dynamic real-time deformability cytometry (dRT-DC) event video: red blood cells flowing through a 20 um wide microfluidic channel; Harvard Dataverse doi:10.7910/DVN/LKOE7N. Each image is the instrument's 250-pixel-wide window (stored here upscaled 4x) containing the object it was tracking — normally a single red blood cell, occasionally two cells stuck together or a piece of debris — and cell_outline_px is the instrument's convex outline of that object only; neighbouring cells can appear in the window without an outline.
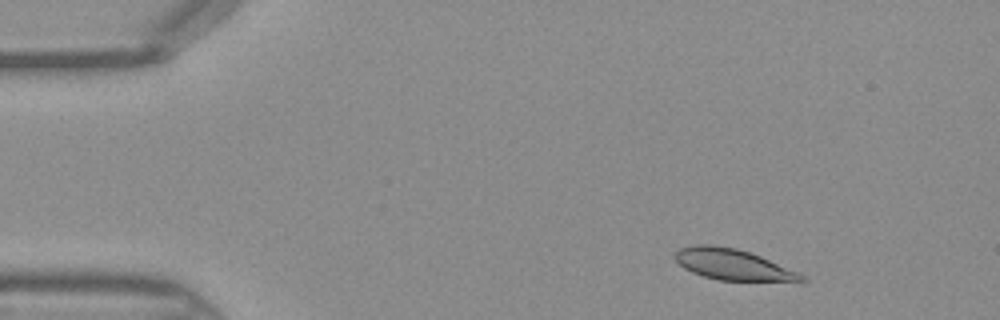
{"species": "Egyptian fruit bat (a non-hibernating species)", "species_latin": "Rousettus aegyptiacus", "temperature_condition": "warm", "stored_images_in_passage": 44, "camera_frame_rate_fps": 3000, "um_per_image_px": 0.085, "frame": {"image": 1, "passage_image": 4, "time_ms": 1.0, "image_size_px": [1000, 320], "cell_outline_px": [[808, 280], [720, 280], [704, 276], [692, 272], [684, 268], [676, 260], [676, 252], [680, 248], [696, 244], [712, 244], [736, 248], [760, 256], [796, 272], [804, 276]], "centroid_in_image_um": [62.2, 22.46], "position_along_channel_um": 22.8, "area_um2": 22.02}}
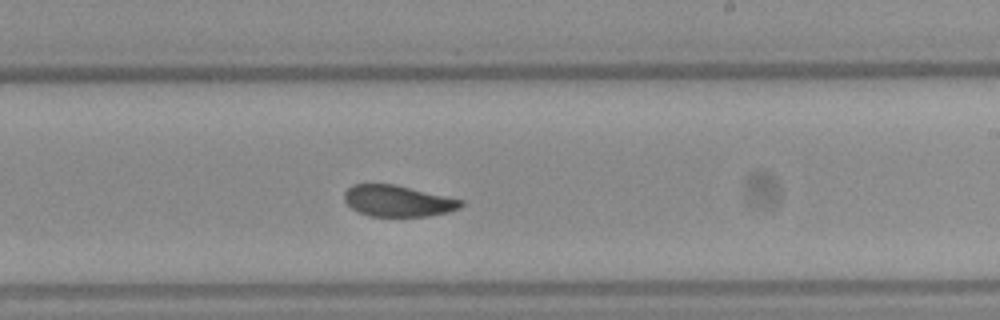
{"frame": {"image": 2, "passage_image": 25, "time_ms": 8.0, "image_size_px": [1000, 320], "cell_outline_px": [[464, 204], [460, 208], [448, 212], [428, 216], [368, 216], [352, 208], [344, 200], [344, 192], [352, 184], [396, 184], [464, 200]], "centroid_in_image_um": [33.84, 17.07], "position_along_channel_um": 255.2, "area_um2": 21.33}}
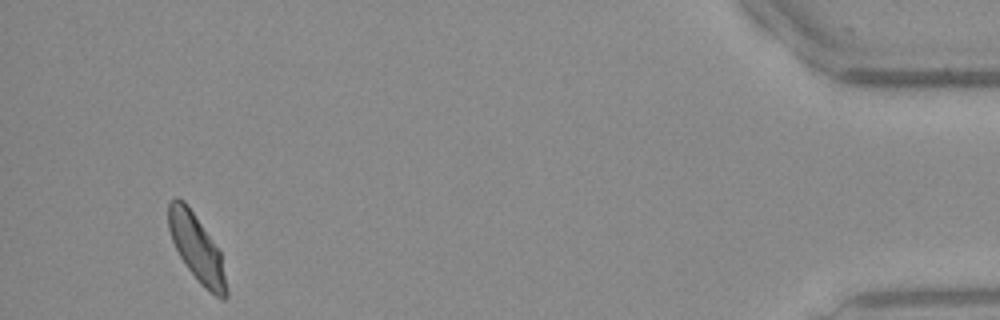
{"frame": {"image": 3, "passage_image": 41, "time_ms": 13.333, "image_size_px": [1000, 320], "cell_outline_px": [[228, 296], [224, 300], [220, 300], [200, 284], [188, 268], [180, 256], [172, 240], [168, 228], [168, 204], [176, 196], [184, 200], [220, 252], [228, 292]], "centroid_in_image_um": [16.72, 21.12], "position_along_channel_um": 418.5, "area_um2": 22.14}}